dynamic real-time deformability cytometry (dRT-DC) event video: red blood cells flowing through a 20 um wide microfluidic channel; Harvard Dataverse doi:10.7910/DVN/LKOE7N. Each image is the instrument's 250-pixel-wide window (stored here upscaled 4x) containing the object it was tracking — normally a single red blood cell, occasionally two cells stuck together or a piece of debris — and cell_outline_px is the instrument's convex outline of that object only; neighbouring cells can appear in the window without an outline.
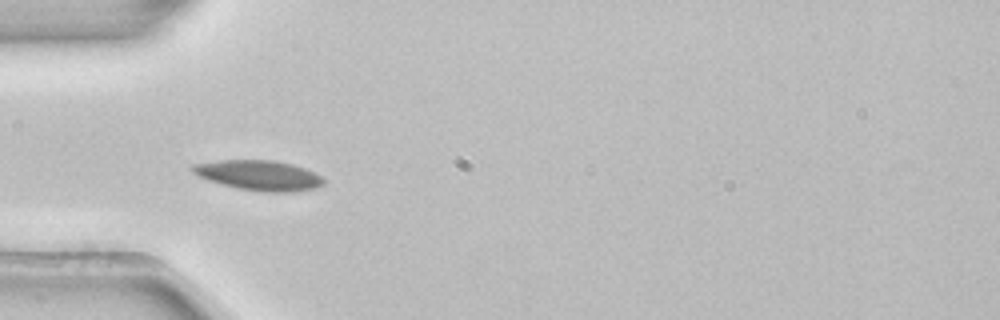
{"species": "common noctule bat (a hibernating species)", "species_latin": "Nyctalus noctula", "temperature_condition": "room temperature", "stored_images_in_passage": 5, "camera_frame_rate_fps": 3000, "um_per_image_px": 0.085, "animal": {"sex": "female", "body_mass_g": 22.7, "forearm_length_mm": 54.2}, "frame": {"image": 1, "passage_image": 4, "time_ms": 1.0, "image_size_px": [1000, 320], "cell_outline_px": [[324, 184], [316, 188], [292, 192], [264, 192], [236, 188], [208, 180], [196, 176], [188, 168], [192, 164], [220, 160], [272, 160], [292, 164], [304, 168], [320, 176], [324, 180]], "centroid_in_image_um": [21.95, 14.9], "position_along_channel_um": 63.0, "area_um2": 23.06}}